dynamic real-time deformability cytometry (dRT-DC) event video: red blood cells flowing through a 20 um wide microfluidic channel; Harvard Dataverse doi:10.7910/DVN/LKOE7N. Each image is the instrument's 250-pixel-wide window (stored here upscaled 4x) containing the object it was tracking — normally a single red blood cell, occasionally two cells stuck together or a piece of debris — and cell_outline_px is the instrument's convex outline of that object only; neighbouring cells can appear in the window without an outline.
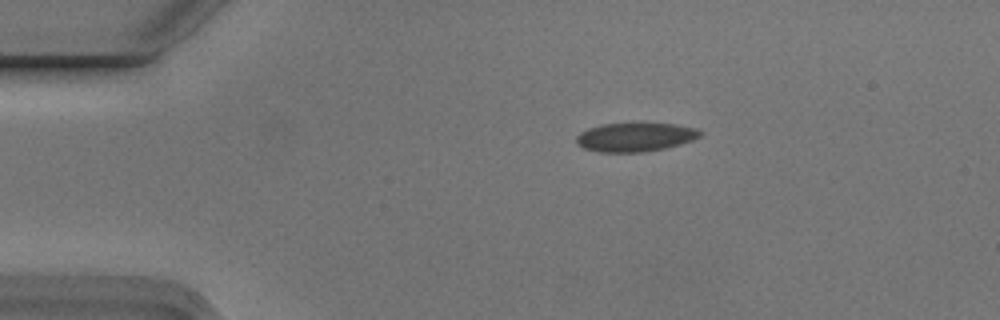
{"species": "Egyptian fruit bat (a non-hibernating species)", "species_latin": "Rousettus aegyptiacus", "temperature_condition": "cold", "stored_images_in_passage": 2, "camera_frame_rate_fps": 3000, "um_per_image_px": 0.085, "animal": {"sex": "male"}, "frame": {"image": 1, "passage_image": 1, "time_ms": 0.0, "image_size_px": [1000, 320], "cell_outline_px": [[704, 132], [700, 136], [692, 140], [680, 144], [664, 148], [644, 152], [600, 152], [584, 148], [576, 140], [576, 136], [580, 132], [588, 128], [600, 124], [636, 120], [672, 124], [696, 128]], "centroid_in_image_um": [54.0, 11.6], "position_along_channel_um": 31.0, "area_um2": 21.56}}